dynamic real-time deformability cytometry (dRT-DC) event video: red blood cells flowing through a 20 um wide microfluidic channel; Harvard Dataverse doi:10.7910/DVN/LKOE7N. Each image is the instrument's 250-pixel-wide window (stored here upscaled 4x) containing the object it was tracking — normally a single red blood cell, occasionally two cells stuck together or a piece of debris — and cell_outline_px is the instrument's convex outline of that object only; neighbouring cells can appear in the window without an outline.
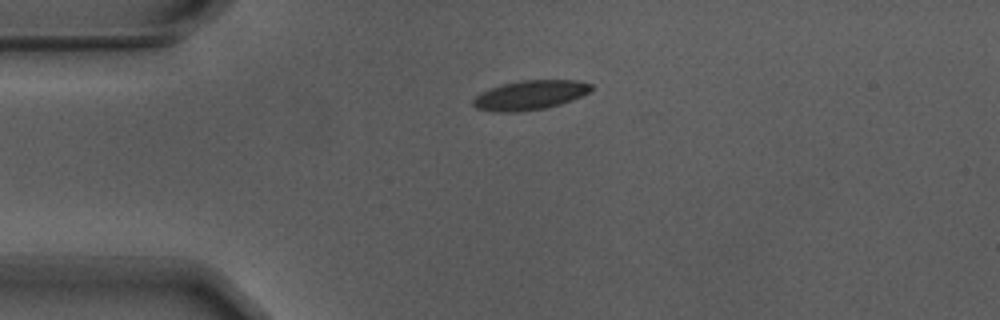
{"species": "Egyptian fruit bat (a non-hibernating species)", "species_latin": "Rousettus aegyptiacus", "temperature_condition": "warm", "stored_images_in_passage": 35, "camera_frame_rate_fps": 3000, "um_per_image_px": 0.085, "animal": {"sex": "male"}, "frame": {"image": 1, "passage_image": 1, "time_ms": 0.0, "image_size_px": [1000, 320], "cell_outline_px": [[592, 88], [588, 92], [580, 96], [560, 104], [544, 108], [516, 112], [500, 112], [476, 108], [472, 104], [472, 100], [480, 92], [504, 84], [520, 80], [576, 80], [592, 84]], "centroid_in_image_um": [45.03, 8.08], "position_along_channel_um": 40.0, "area_um2": 19.94}}
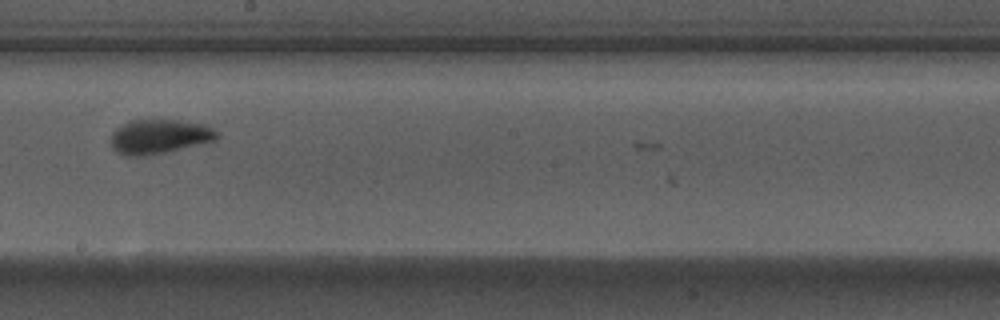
{"frame": {"image": 2, "passage_image": 19, "time_ms": 6.0, "image_size_px": [1000, 320], "cell_outline_px": [[220, 136], [216, 140], [164, 152], [144, 156], [124, 156], [116, 152], [112, 148], [112, 132], [116, 128], [132, 120], [180, 120], [208, 124]], "centroid_in_image_um": [13.55, 11.6], "position_along_channel_um": 234.7, "area_um2": 21.21}}
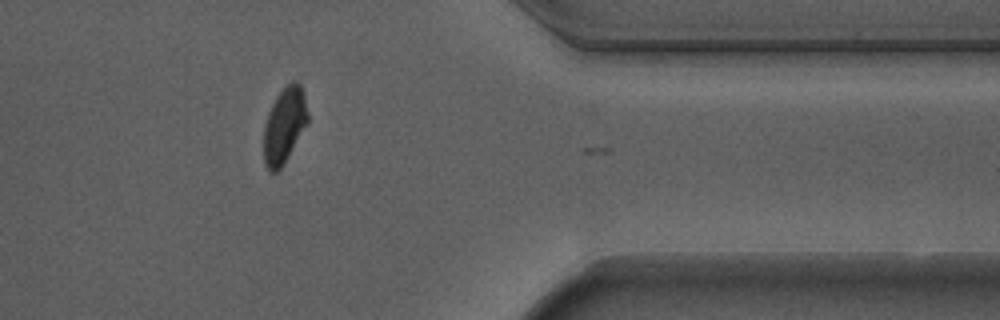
{"frame": {"image": 3, "passage_image": 33, "time_ms": 10.667, "image_size_px": [1000, 320], "cell_outline_px": [[308, 124], [284, 164], [276, 172], [272, 172], [264, 164], [264, 124], [268, 112], [276, 96], [292, 80], [296, 80], [300, 84], [304, 92], [308, 112]], "centroid_in_image_um": [24.19, 10.64], "position_along_channel_um": 387.2, "area_um2": 19.59}, "authors_computed_cell_mechanics": {"area_um2": 20.4612, "velocity_mm_per_s": 3.6989, "shape_relaxation_time_tau1_ms": 2.5704, "shape_relaxation_time_tau2_ms": 1.5686, "deformation_change_tau1": 0.1472, "deformation_change_tau2": 0.0809}}